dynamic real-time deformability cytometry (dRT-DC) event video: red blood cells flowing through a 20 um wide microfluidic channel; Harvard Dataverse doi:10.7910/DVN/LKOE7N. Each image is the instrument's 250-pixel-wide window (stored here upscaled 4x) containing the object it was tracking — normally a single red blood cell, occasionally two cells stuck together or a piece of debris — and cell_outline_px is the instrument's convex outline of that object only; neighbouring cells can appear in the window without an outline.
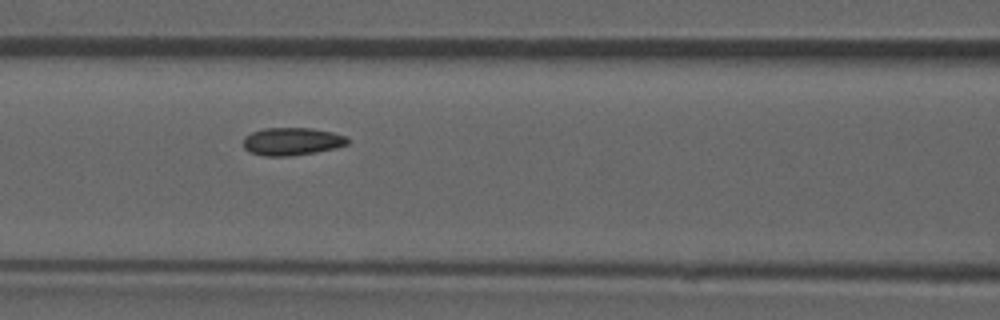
{"species": "common noctule bat (a hibernating species)", "species_latin": "Nyctalus noctula", "temperature_condition": "room temperature", "stored_images_in_passage": 53, "camera_frame_rate_fps": 3000, "um_per_image_px": 0.085, "animal": {"sex": "male", "forearm_length_mm": 52.5}, "frame": {"image": 1, "passage_image": 23, "time_ms": 7.333, "image_size_px": [1000, 320], "cell_outline_px": [[348, 144], [336, 148], [316, 152], [288, 156], [264, 156], [248, 152], [244, 148], [244, 136], [252, 132], [264, 128], [312, 128], [332, 132], [348, 136]], "centroid_in_image_um": [24.82, 12.02], "position_along_channel_um": 141.8, "area_um2": 16.99}, "authors_computed_cell_mechanics": {"area_um2": 16.8198, "velocity_mm_per_s": 3.8978, "shape_relaxation_time_tau1_ms": null, "shape_relaxation_time_tau2_ms": 2.9944, "deformation_change_tau1": null, "deformation_change_tau2": 0.0646}}